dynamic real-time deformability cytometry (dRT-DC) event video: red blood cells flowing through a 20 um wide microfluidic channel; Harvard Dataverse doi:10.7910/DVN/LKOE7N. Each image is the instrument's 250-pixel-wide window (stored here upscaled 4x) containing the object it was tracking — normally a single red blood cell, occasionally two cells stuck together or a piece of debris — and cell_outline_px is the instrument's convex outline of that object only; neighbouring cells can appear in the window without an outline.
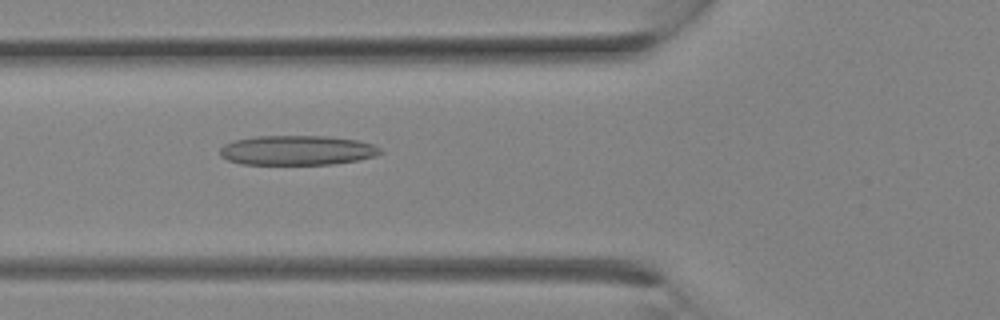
{"species": "Egyptian fruit bat (a non-hibernating species)", "species_latin": "Rousettus aegyptiacus", "temperature_condition": "room temperature", "stored_images_in_passage": 13, "camera_frame_rate_fps": 3000, "um_per_image_px": 0.085, "animal": {"sex": "female"}, "frame": {"image": 1, "passage_image": 8, "time_ms": 2.333, "image_size_px": [1000, 320], "cell_outline_px": [[384, 152], [376, 156], [360, 160], [332, 164], [240, 164], [228, 160], [220, 156], [220, 148], [224, 144], [232, 140], [256, 136], [328, 136], [356, 140], [372, 144], [380, 148]], "centroid_in_image_um": [25.25, 12.77], "position_along_channel_um": 100.6, "area_um2": 27.92}}
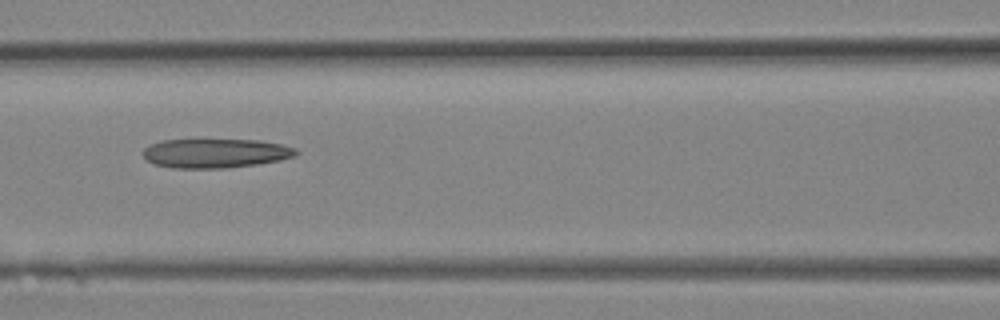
{"frame": {"image": 2, "passage_image": 10, "time_ms": 3.0, "image_size_px": [1000, 320], "cell_outline_px": [[300, 152], [296, 156], [280, 160], [256, 164], [224, 168], [172, 168], [156, 164], [148, 160], [144, 156], [144, 148], [148, 144], [160, 140], [260, 140], [280, 144], [296, 148]], "centroid_in_image_um": [18.33, 13.02], "position_along_channel_um": 148.3, "area_um2": 26.01}}
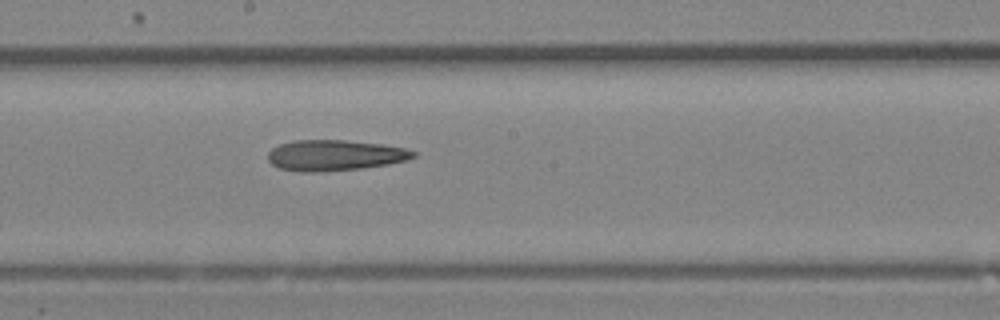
{"frame": {"image": 3, "passage_image": 13, "time_ms": 4.0, "image_size_px": [1000, 320], "cell_outline_px": [[416, 156], [408, 160], [388, 164], [360, 168], [316, 172], [300, 172], [280, 168], [272, 164], [268, 160], [268, 152], [272, 148], [280, 144], [296, 140], [344, 140], [384, 144], [404, 148], [416, 152]], "centroid_in_image_um": [28.46, 13.2], "position_along_channel_um": 219.7, "area_um2": 26.01}}